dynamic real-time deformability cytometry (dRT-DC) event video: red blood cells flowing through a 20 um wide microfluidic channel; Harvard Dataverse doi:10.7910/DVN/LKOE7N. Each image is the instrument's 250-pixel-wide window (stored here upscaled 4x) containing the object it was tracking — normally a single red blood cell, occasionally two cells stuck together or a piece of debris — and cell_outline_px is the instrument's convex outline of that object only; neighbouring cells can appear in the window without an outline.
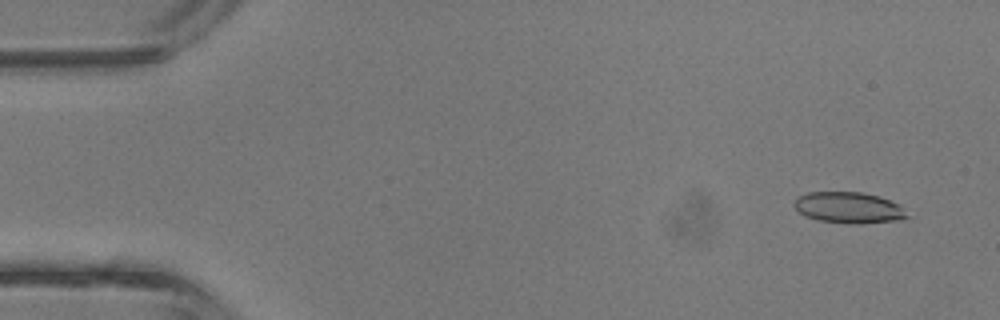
{"species": "common noctule bat (a hibernating species)", "species_latin": "Nyctalus noctula", "temperature_condition": "room temperature", "stored_images_in_passage": 43, "camera_frame_rate_fps": 3000, "um_per_image_px": 0.085, "animal": {"sex": "male", "body_mass_g": 13.3}, "frame": {"image": 1, "passage_image": 3, "time_ms": 0.667, "image_size_px": [1000, 320], "cell_outline_px": [[908, 216], [896, 220], [860, 224], [848, 224], [820, 220], [804, 216], [792, 204], [796, 196], [808, 192], [860, 192], [880, 196], [900, 204]], "centroid_in_image_um": [72.1, 17.64], "position_along_channel_um": 12.9, "area_um2": 20.58}}
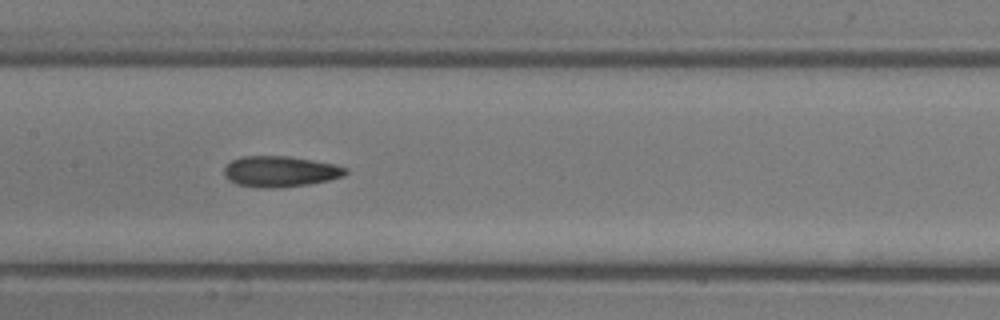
{"frame": {"image": 2, "passage_image": 21, "time_ms": 6.667, "image_size_px": [1000, 320], "cell_outline_px": [[348, 172], [344, 176], [328, 180], [308, 184], [280, 188], [256, 188], [236, 184], [228, 180], [224, 176], [224, 168], [232, 160], [240, 156], [288, 156], [336, 164], [348, 168]], "centroid_in_image_um": [23.81, 14.58], "position_along_channel_um": 183.6, "area_um2": 22.08}}
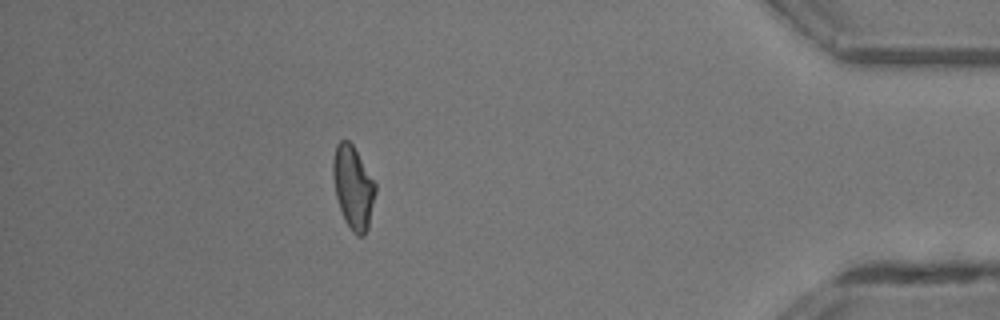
{"frame": {"image": 3, "passage_image": 38, "time_ms": 12.333, "image_size_px": [1000, 320], "cell_outline_px": [[376, 192], [368, 228], [364, 236], [356, 236], [352, 232], [344, 220], [336, 196], [332, 176], [332, 160], [336, 144], [340, 140], [348, 140], [352, 144], [376, 184]], "centroid_in_image_um": [30.01, 15.94], "position_along_channel_um": 405.2, "area_um2": 20.58}, "authors_computed_cell_mechanics": {"area_um2": 20.8658, "velocity_mm_per_s": 4.815, "shape_relaxation_time_tau1_ms": 5.9043, "shape_relaxation_time_tau2_ms": 2.9055, "deformation_change_tau1": 0.1543, "deformation_change_tau2": 0.1079}}